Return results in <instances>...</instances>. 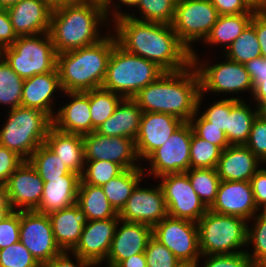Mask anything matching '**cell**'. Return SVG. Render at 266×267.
Instances as JSON below:
<instances>
[{
  "label": "cell",
  "mask_w": 266,
  "mask_h": 267,
  "mask_svg": "<svg viewBox=\"0 0 266 267\" xmlns=\"http://www.w3.org/2000/svg\"><path fill=\"white\" fill-rule=\"evenodd\" d=\"M117 43L126 51L154 62L165 72L187 68L192 53L179 41L172 25L140 21L129 14L113 13Z\"/></svg>",
  "instance_id": "1"
},
{
  "label": "cell",
  "mask_w": 266,
  "mask_h": 267,
  "mask_svg": "<svg viewBox=\"0 0 266 267\" xmlns=\"http://www.w3.org/2000/svg\"><path fill=\"white\" fill-rule=\"evenodd\" d=\"M191 63L175 72H164L157 80L142 88L133 99L143 112L170 114L189 122L198 112L202 92L197 70Z\"/></svg>",
  "instance_id": "2"
},
{
  "label": "cell",
  "mask_w": 266,
  "mask_h": 267,
  "mask_svg": "<svg viewBox=\"0 0 266 267\" xmlns=\"http://www.w3.org/2000/svg\"><path fill=\"white\" fill-rule=\"evenodd\" d=\"M106 18L103 0H80L52 11L49 35L57 54L99 42L97 24Z\"/></svg>",
  "instance_id": "3"
},
{
  "label": "cell",
  "mask_w": 266,
  "mask_h": 267,
  "mask_svg": "<svg viewBox=\"0 0 266 267\" xmlns=\"http://www.w3.org/2000/svg\"><path fill=\"white\" fill-rule=\"evenodd\" d=\"M115 36L103 37L99 42L76 50L57 54V70L64 92H85L101 88Z\"/></svg>",
  "instance_id": "4"
},
{
  "label": "cell",
  "mask_w": 266,
  "mask_h": 267,
  "mask_svg": "<svg viewBox=\"0 0 266 267\" xmlns=\"http://www.w3.org/2000/svg\"><path fill=\"white\" fill-rule=\"evenodd\" d=\"M164 72L154 62L126 51L116 43L108 61L102 88L123 98H133Z\"/></svg>",
  "instance_id": "5"
},
{
  "label": "cell",
  "mask_w": 266,
  "mask_h": 267,
  "mask_svg": "<svg viewBox=\"0 0 266 267\" xmlns=\"http://www.w3.org/2000/svg\"><path fill=\"white\" fill-rule=\"evenodd\" d=\"M52 126L53 120L45 112L37 108L16 107L11 109L8 120L0 131L1 146L28 161L32 153L45 143Z\"/></svg>",
  "instance_id": "6"
},
{
  "label": "cell",
  "mask_w": 266,
  "mask_h": 267,
  "mask_svg": "<svg viewBox=\"0 0 266 267\" xmlns=\"http://www.w3.org/2000/svg\"><path fill=\"white\" fill-rule=\"evenodd\" d=\"M246 221L238 216L218 214L208 209L197 222L200 254L207 257L244 252L234 249L248 244Z\"/></svg>",
  "instance_id": "7"
},
{
  "label": "cell",
  "mask_w": 266,
  "mask_h": 267,
  "mask_svg": "<svg viewBox=\"0 0 266 267\" xmlns=\"http://www.w3.org/2000/svg\"><path fill=\"white\" fill-rule=\"evenodd\" d=\"M18 36L9 47L0 51V55L11 69L23 79L37 74L52 72L57 66V53L49 33Z\"/></svg>",
  "instance_id": "8"
},
{
  "label": "cell",
  "mask_w": 266,
  "mask_h": 267,
  "mask_svg": "<svg viewBox=\"0 0 266 267\" xmlns=\"http://www.w3.org/2000/svg\"><path fill=\"white\" fill-rule=\"evenodd\" d=\"M219 14L211 0H177L172 27L179 41L191 52V42L205 40Z\"/></svg>",
  "instance_id": "9"
},
{
  "label": "cell",
  "mask_w": 266,
  "mask_h": 267,
  "mask_svg": "<svg viewBox=\"0 0 266 267\" xmlns=\"http://www.w3.org/2000/svg\"><path fill=\"white\" fill-rule=\"evenodd\" d=\"M152 236L165 245L183 264L198 266V226L195 222L173 218L162 219L152 227Z\"/></svg>",
  "instance_id": "10"
},
{
  "label": "cell",
  "mask_w": 266,
  "mask_h": 267,
  "mask_svg": "<svg viewBox=\"0 0 266 267\" xmlns=\"http://www.w3.org/2000/svg\"><path fill=\"white\" fill-rule=\"evenodd\" d=\"M19 238L41 266L63 252L55 241L48 214L20 210Z\"/></svg>",
  "instance_id": "11"
},
{
  "label": "cell",
  "mask_w": 266,
  "mask_h": 267,
  "mask_svg": "<svg viewBox=\"0 0 266 267\" xmlns=\"http://www.w3.org/2000/svg\"><path fill=\"white\" fill-rule=\"evenodd\" d=\"M162 188L168 216L198 222L208 211L192 188L188 175L183 173L167 174L161 176Z\"/></svg>",
  "instance_id": "12"
},
{
  "label": "cell",
  "mask_w": 266,
  "mask_h": 267,
  "mask_svg": "<svg viewBox=\"0 0 266 267\" xmlns=\"http://www.w3.org/2000/svg\"><path fill=\"white\" fill-rule=\"evenodd\" d=\"M193 129L184 122L161 147L154 150L146 160H150V172L157 177L183 173L190 169V143Z\"/></svg>",
  "instance_id": "13"
},
{
  "label": "cell",
  "mask_w": 266,
  "mask_h": 267,
  "mask_svg": "<svg viewBox=\"0 0 266 267\" xmlns=\"http://www.w3.org/2000/svg\"><path fill=\"white\" fill-rule=\"evenodd\" d=\"M196 54L192 53V64L197 70L200 79V92H238L249 89L254 90L250 74L245 64L230 59L215 65H200L197 67ZM206 66V67H204ZM197 67V68H196ZM208 67V68H207Z\"/></svg>",
  "instance_id": "14"
},
{
  "label": "cell",
  "mask_w": 266,
  "mask_h": 267,
  "mask_svg": "<svg viewBox=\"0 0 266 267\" xmlns=\"http://www.w3.org/2000/svg\"><path fill=\"white\" fill-rule=\"evenodd\" d=\"M85 161H112L124 170L139 168L135 140L127 137H108L93 131L83 135ZM135 161V162H134Z\"/></svg>",
  "instance_id": "15"
},
{
  "label": "cell",
  "mask_w": 266,
  "mask_h": 267,
  "mask_svg": "<svg viewBox=\"0 0 266 267\" xmlns=\"http://www.w3.org/2000/svg\"><path fill=\"white\" fill-rule=\"evenodd\" d=\"M4 188L6 200L14 211L17 210V206H23L20 210L32 211L39 207L44 181L29 161H23L10 175Z\"/></svg>",
  "instance_id": "16"
},
{
  "label": "cell",
  "mask_w": 266,
  "mask_h": 267,
  "mask_svg": "<svg viewBox=\"0 0 266 267\" xmlns=\"http://www.w3.org/2000/svg\"><path fill=\"white\" fill-rule=\"evenodd\" d=\"M118 216L120 220L144 223L151 227L158 224L168 216L161 186L143 189L137 185Z\"/></svg>",
  "instance_id": "17"
},
{
  "label": "cell",
  "mask_w": 266,
  "mask_h": 267,
  "mask_svg": "<svg viewBox=\"0 0 266 267\" xmlns=\"http://www.w3.org/2000/svg\"><path fill=\"white\" fill-rule=\"evenodd\" d=\"M184 123L170 114L143 112L135 146L138 158L146 159L164 143Z\"/></svg>",
  "instance_id": "18"
},
{
  "label": "cell",
  "mask_w": 266,
  "mask_h": 267,
  "mask_svg": "<svg viewBox=\"0 0 266 267\" xmlns=\"http://www.w3.org/2000/svg\"><path fill=\"white\" fill-rule=\"evenodd\" d=\"M120 218L87 221L72 254L100 264L106 260Z\"/></svg>",
  "instance_id": "19"
},
{
  "label": "cell",
  "mask_w": 266,
  "mask_h": 267,
  "mask_svg": "<svg viewBox=\"0 0 266 267\" xmlns=\"http://www.w3.org/2000/svg\"><path fill=\"white\" fill-rule=\"evenodd\" d=\"M209 210L248 220L259 210L250 181H220L215 202Z\"/></svg>",
  "instance_id": "20"
},
{
  "label": "cell",
  "mask_w": 266,
  "mask_h": 267,
  "mask_svg": "<svg viewBox=\"0 0 266 267\" xmlns=\"http://www.w3.org/2000/svg\"><path fill=\"white\" fill-rule=\"evenodd\" d=\"M123 222L120 229L118 225L111 242L107 256L109 267H116L121 261L132 255L144 253L152 237V227L144 223Z\"/></svg>",
  "instance_id": "21"
},
{
  "label": "cell",
  "mask_w": 266,
  "mask_h": 267,
  "mask_svg": "<svg viewBox=\"0 0 266 267\" xmlns=\"http://www.w3.org/2000/svg\"><path fill=\"white\" fill-rule=\"evenodd\" d=\"M7 12L17 36L49 32L52 10L41 0H20Z\"/></svg>",
  "instance_id": "22"
},
{
  "label": "cell",
  "mask_w": 266,
  "mask_h": 267,
  "mask_svg": "<svg viewBox=\"0 0 266 267\" xmlns=\"http://www.w3.org/2000/svg\"><path fill=\"white\" fill-rule=\"evenodd\" d=\"M260 161L245 145H230L221 152L216 170L221 181H250Z\"/></svg>",
  "instance_id": "23"
},
{
  "label": "cell",
  "mask_w": 266,
  "mask_h": 267,
  "mask_svg": "<svg viewBox=\"0 0 266 267\" xmlns=\"http://www.w3.org/2000/svg\"><path fill=\"white\" fill-rule=\"evenodd\" d=\"M73 100L60 108L53 120V127L65 133L88 134L92 132L89 91L65 92Z\"/></svg>",
  "instance_id": "24"
},
{
  "label": "cell",
  "mask_w": 266,
  "mask_h": 267,
  "mask_svg": "<svg viewBox=\"0 0 266 267\" xmlns=\"http://www.w3.org/2000/svg\"><path fill=\"white\" fill-rule=\"evenodd\" d=\"M54 238L62 251H72L80 240L83 227L87 224L84 211L74 204L68 208L48 214Z\"/></svg>",
  "instance_id": "25"
},
{
  "label": "cell",
  "mask_w": 266,
  "mask_h": 267,
  "mask_svg": "<svg viewBox=\"0 0 266 267\" xmlns=\"http://www.w3.org/2000/svg\"><path fill=\"white\" fill-rule=\"evenodd\" d=\"M80 180L79 174H67L44 181L41 202L35 211L49 214L76 204Z\"/></svg>",
  "instance_id": "26"
},
{
  "label": "cell",
  "mask_w": 266,
  "mask_h": 267,
  "mask_svg": "<svg viewBox=\"0 0 266 267\" xmlns=\"http://www.w3.org/2000/svg\"><path fill=\"white\" fill-rule=\"evenodd\" d=\"M57 88L62 90L57 67L52 72L24 79L21 106L37 108L53 119L55 115L50 103Z\"/></svg>",
  "instance_id": "27"
},
{
  "label": "cell",
  "mask_w": 266,
  "mask_h": 267,
  "mask_svg": "<svg viewBox=\"0 0 266 267\" xmlns=\"http://www.w3.org/2000/svg\"><path fill=\"white\" fill-rule=\"evenodd\" d=\"M142 114V109L133 98H123L114 113L96 131L108 137H127L135 140Z\"/></svg>",
  "instance_id": "28"
},
{
  "label": "cell",
  "mask_w": 266,
  "mask_h": 267,
  "mask_svg": "<svg viewBox=\"0 0 266 267\" xmlns=\"http://www.w3.org/2000/svg\"><path fill=\"white\" fill-rule=\"evenodd\" d=\"M45 144L71 172L81 176L85 166L83 135L65 133L52 126L46 136Z\"/></svg>",
  "instance_id": "29"
},
{
  "label": "cell",
  "mask_w": 266,
  "mask_h": 267,
  "mask_svg": "<svg viewBox=\"0 0 266 267\" xmlns=\"http://www.w3.org/2000/svg\"><path fill=\"white\" fill-rule=\"evenodd\" d=\"M76 204L84 211L88 221L119 218L101 186L86 184L80 180Z\"/></svg>",
  "instance_id": "30"
},
{
  "label": "cell",
  "mask_w": 266,
  "mask_h": 267,
  "mask_svg": "<svg viewBox=\"0 0 266 267\" xmlns=\"http://www.w3.org/2000/svg\"><path fill=\"white\" fill-rule=\"evenodd\" d=\"M143 172V169L140 167L126 169L117 177L101 186L108 201L118 213L125 206L132 191L139 184V181L142 180L141 175Z\"/></svg>",
  "instance_id": "31"
},
{
  "label": "cell",
  "mask_w": 266,
  "mask_h": 267,
  "mask_svg": "<svg viewBox=\"0 0 266 267\" xmlns=\"http://www.w3.org/2000/svg\"><path fill=\"white\" fill-rule=\"evenodd\" d=\"M254 13H242L235 15H219L211 32L204 40L205 43H223L226 48L244 31L251 23ZM226 43V44H225Z\"/></svg>",
  "instance_id": "32"
},
{
  "label": "cell",
  "mask_w": 266,
  "mask_h": 267,
  "mask_svg": "<svg viewBox=\"0 0 266 267\" xmlns=\"http://www.w3.org/2000/svg\"><path fill=\"white\" fill-rule=\"evenodd\" d=\"M243 100H239L232 108L227 122V140L230 145H243L248 141L254 119L259 109L251 111Z\"/></svg>",
  "instance_id": "33"
},
{
  "label": "cell",
  "mask_w": 266,
  "mask_h": 267,
  "mask_svg": "<svg viewBox=\"0 0 266 267\" xmlns=\"http://www.w3.org/2000/svg\"><path fill=\"white\" fill-rule=\"evenodd\" d=\"M122 99L123 97L119 94L102 87L89 90L92 132L96 131L114 113Z\"/></svg>",
  "instance_id": "34"
},
{
  "label": "cell",
  "mask_w": 266,
  "mask_h": 267,
  "mask_svg": "<svg viewBox=\"0 0 266 267\" xmlns=\"http://www.w3.org/2000/svg\"><path fill=\"white\" fill-rule=\"evenodd\" d=\"M28 161L37 170L43 181L60 178L62 175L77 174L71 172L45 143L32 153Z\"/></svg>",
  "instance_id": "35"
},
{
  "label": "cell",
  "mask_w": 266,
  "mask_h": 267,
  "mask_svg": "<svg viewBox=\"0 0 266 267\" xmlns=\"http://www.w3.org/2000/svg\"><path fill=\"white\" fill-rule=\"evenodd\" d=\"M192 188L209 209L215 202L220 177L215 168H190L187 172Z\"/></svg>",
  "instance_id": "36"
},
{
  "label": "cell",
  "mask_w": 266,
  "mask_h": 267,
  "mask_svg": "<svg viewBox=\"0 0 266 267\" xmlns=\"http://www.w3.org/2000/svg\"><path fill=\"white\" fill-rule=\"evenodd\" d=\"M225 51L226 58L241 64L260 57L261 49L255 27L250 23Z\"/></svg>",
  "instance_id": "37"
},
{
  "label": "cell",
  "mask_w": 266,
  "mask_h": 267,
  "mask_svg": "<svg viewBox=\"0 0 266 267\" xmlns=\"http://www.w3.org/2000/svg\"><path fill=\"white\" fill-rule=\"evenodd\" d=\"M23 81L0 55V104H10V109L21 106Z\"/></svg>",
  "instance_id": "38"
},
{
  "label": "cell",
  "mask_w": 266,
  "mask_h": 267,
  "mask_svg": "<svg viewBox=\"0 0 266 267\" xmlns=\"http://www.w3.org/2000/svg\"><path fill=\"white\" fill-rule=\"evenodd\" d=\"M222 150L192 133L190 143V168L217 167Z\"/></svg>",
  "instance_id": "39"
},
{
  "label": "cell",
  "mask_w": 266,
  "mask_h": 267,
  "mask_svg": "<svg viewBox=\"0 0 266 267\" xmlns=\"http://www.w3.org/2000/svg\"><path fill=\"white\" fill-rule=\"evenodd\" d=\"M177 0H140L138 7L142 11L140 21L172 25Z\"/></svg>",
  "instance_id": "40"
},
{
  "label": "cell",
  "mask_w": 266,
  "mask_h": 267,
  "mask_svg": "<svg viewBox=\"0 0 266 267\" xmlns=\"http://www.w3.org/2000/svg\"><path fill=\"white\" fill-rule=\"evenodd\" d=\"M85 162L88 167L83 170L84 172L80 176L81 181L94 186H103L124 171L119 164L112 161L93 160Z\"/></svg>",
  "instance_id": "41"
},
{
  "label": "cell",
  "mask_w": 266,
  "mask_h": 267,
  "mask_svg": "<svg viewBox=\"0 0 266 267\" xmlns=\"http://www.w3.org/2000/svg\"><path fill=\"white\" fill-rule=\"evenodd\" d=\"M255 221V227H248L247 233V242L253 243L254 253L247 254L256 267H266V216L261 213Z\"/></svg>",
  "instance_id": "42"
},
{
  "label": "cell",
  "mask_w": 266,
  "mask_h": 267,
  "mask_svg": "<svg viewBox=\"0 0 266 267\" xmlns=\"http://www.w3.org/2000/svg\"><path fill=\"white\" fill-rule=\"evenodd\" d=\"M0 267H42L30 251L18 241L0 249Z\"/></svg>",
  "instance_id": "43"
},
{
  "label": "cell",
  "mask_w": 266,
  "mask_h": 267,
  "mask_svg": "<svg viewBox=\"0 0 266 267\" xmlns=\"http://www.w3.org/2000/svg\"><path fill=\"white\" fill-rule=\"evenodd\" d=\"M147 267H180L183 263L153 236L145 249Z\"/></svg>",
  "instance_id": "44"
},
{
  "label": "cell",
  "mask_w": 266,
  "mask_h": 267,
  "mask_svg": "<svg viewBox=\"0 0 266 267\" xmlns=\"http://www.w3.org/2000/svg\"><path fill=\"white\" fill-rule=\"evenodd\" d=\"M195 117L191 118L189 123L193 129V132L200 138L206 140L207 142L218 146L221 150H224L228 146H230L225 133L213 126L210 122H208L203 116L197 119L196 122H193Z\"/></svg>",
  "instance_id": "45"
},
{
  "label": "cell",
  "mask_w": 266,
  "mask_h": 267,
  "mask_svg": "<svg viewBox=\"0 0 266 267\" xmlns=\"http://www.w3.org/2000/svg\"><path fill=\"white\" fill-rule=\"evenodd\" d=\"M245 145L262 162H266V119L258 114Z\"/></svg>",
  "instance_id": "46"
},
{
  "label": "cell",
  "mask_w": 266,
  "mask_h": 267,
  "mask_svg": "<svg viewBox=\"0 0 266 267\" xmlns=\"http://www.w3.org/2000/svg\"><path fill=\"white\" fill-rule=\"evenodd\" d=\"M241 99L229 98L216 102L210 108H208L202 116L210 122L213 126H216L222 130L227 138V122L231 111V108Z\"/></svg>",
  "instance_id": "47"
},
{
  "label": "cell",
  "mask_w": 266,
  "mask_h": 267,
  "mask_svg": "<svg viewBox=\"0 0 266 267\" xmlns=\"http://www.w3.org/2000/svg\"><path fill=\"white\" fill-rule=\"evenodd\" d=\"M204 267H256L247 252L207 255Z\"/></svg>",
  "instance_id": "48"
},
{
  "label": "cell",
  "mask_w": 266,
  "mask_h": 267,
  "mask_svg": "<svg viewBox=\"0 0 266 267\" xmlns=\"http://www.w3.org/2000/svg\"><path fill=\"white\" fill-rule=\"evenodd\" d=\"M20 233V210L13 211L0 222V249L6 248L18 241Z\"/></svg>",
  "instance_id": "49"
},
{
  "label": "cell",
  "mask_w": 266,
  "mask_h": 267,
  "mask_svg": "<svg viewBox=\"0 0 266 267\" xmlns=\"http://www.w3.org/2000/svg\"><path fill=\"white\" fill-rule=\"evenodd\" d=\"M24 160L8 148L0 147V185L4 186L10 175Z\"/></svg>",
  "instance_id": "50"
},
{
  "label": "cell",
  "mask_w": 266,
  "mask_h": 267,
  "mask_svg": "<svg viewBox=\"0 0 266 267\" xmlns=\"http://www.w3.org/2000/svg\"><path fill=\"white\" fill-rule=\"evenodd\" d=\"M219 15L255 13L243 0H211Z\"/></svg>",
  "instance_id": "51"
},
{
  "label": "cell",
  "mask_w": 266,
  "mask_h": 267,
  "mask_svg": "<svg viewBox=\"0 0 266 267\" xmlns=\"http://www.w3.org/2000/svg\"><path fill=\"white\" fill-rule=\"evenodd\" d=\"M18 36L13 30L7 9L0 8V51L11 46Z\"/></svg>",
  "instance_id": "52"
},
{
  "label": "cell",
  "mask_w": 266,
  "mask_h": 267,
  "mask_svg": "<svg viewBox=\"0 0 266 267\" xmlns=\"http://www.w3.org/2000/svg\"><path fill=\"white\" fill-rule=\"evenodd\" d=\"M257 207L266 205V169H258L250 180Z\"/></svg>",
  "instance_id": "53"
},
{
  "label": "cell",
  "mask_w": 266,
  "mask_h": 267,
  "mask_svg": "<svg viewBox=\"0 0 266 267\" xmlns=\"http://www.w3.org/2000/svg\"><path fill=\"white\" fill-rule=\"evenodd\" d=\"M251 24L255 27L261 49V56L266 59V11L255 12Z\"/></svg>",
  "instance_id": "54"
},
{
  "label": "cell",
  "mask_w": 266,
  "mask_h": 267,
  "mask_svg": "<svg viewBox=\"0 0 266 267\" xmlns=\"http://www.w3.org/2000/svg\"><path fill=\"white\" fill-rule=\"evenodd\" d=\"M74 256L76 257V260L78 262L77 266L70 260L67 251H63L60 255L43 264L42 267H94V265H97L77 255Z\"/></svg>",
  "instance_id": "55"
},
{
  "label": "cell",
  "mask_w": 266,
  "mask_h": 267,
  "mask_svg": "<svg viewBox=\"0 0 266 267\" xmlns=\"http://www.w3.org/2000/svg\"><path fill=\"white\" fill-rule=\"evenodd\" d=\"M247 72L255 87L263 78H266V59L262 56L254 58L245 64Z\"/></svg>",
  "instance_id": "56"
},
{
  "label": "cell",
  "mask_w": 266,
  "mask_h": 267,
  "mask_svg": "<svg viewBox=\"0 0 266 267\" xmlns=\"http://www.w3.org/2000/svg\"><path fill=\"white\" fill-rule=\"evenodd\" d=\"M116 267H147L145 253L132 255L121 261Z\"/></svg>",
  "instance_id": "57"
},
{
  "label": "cell",
  "mask_w": 266,
  "mask_h": 267,
  "mask_svg": "<svg viewBox=\"0 0 266 267\" xmlns=\"http://www.w3.org/2000/svg\"><path fill=\"white\" fill-rule=\"evenodd\" d=\"M252 95H254V98L258 102V109L266 103V78L261 79L254 87Z\"/></svg>",
  "instance_id": "58"
},
{
  "label": "cell",
  "mask_w": 266,
  "mask_h": 267,
  "mask_svg": "<svg viewBox=\"0 0 266 267\" xmlns=\"http://www.w3.org/2000/svg\"><path fill=\"white\" fill-rule=\"evenodd\" d=\"M44 2L52 11L68 4L78 2L80 0H41Z\"/></svg>",
  "instance_id": "59"
},
{
  "label": "cell",
  "mask_w": 266,
  "mask_h": 267,
  "mask_svg": "<svg viewBox=\"0 0 266 267\" xmlns=\"http://www.w3.org/2000/svg\"><path fill=\"white\" fill-rule=\"evenodd\" d=\"M245 4L255 12L266 11V0H243Z\"/></svg>",
  "instance_id": "60"
},
{
  "label": "cell",
  "mask_w": 266,
  "mask_h": 267,
  "mask_svg": "<svg viewBox=\"0 0 266 267\" xmlns=\"http://www.w3.org/2000/svg\"><path fill=\"white\" fill-rule=\"evenodd\" d=\"M14 210L12 209L10 203L5 199L0 204V222L3 221L8 215H10Z\"/></svg>",
  "instance_id": "61"
},
{
  "label": "cell",
  "mask_w": 266,
  "mask_h": 267,
  "mask_svg": "<svg viewBox=\"0 0 266 267\" xmlns=\"http://www.w3.org/2000/svg\"><path fill=\"white\" fill-rule=\"evenodd\" d=\"M20 0H0V8L7 9L10 6L18 3Z\"/></svg>",
  "instance_id": "62"
},
{
  "label": "cell",
  "mask_w": 266,
  "mask_h": 267,
  "mask_svg": "<svg viewBox=\"0 0 266 267\" xmlns=\"http://www.w3.org/2000/svg\"><path fill=\"white\" fill-rule=\"evenodd\" d=\"M121 1V3H123V4H125V5H130V6H138V4H139V2H140V0H120Z\"/></svg>",
  "instance_id": "63"
},
{
  "label": "cell",
  "mask_w": 266,
  "mask_h": 267,
  "mask_svg": "<svg viewBox=\"0 0 266 267\" xmlns=\"http://www.w3.org/2000/svg\"><path fill=\"white\" fill-rule=\"evenodd\" d=\"M6 199L5 188L0 185V204Z\"/></svg>",
  "instance_id": "64"
},
{
  "label": "cell",
  "mask_w": 266,
  "mask_h": 267,
  "mask_svg": "<svg viewBox=\"0 0 266 267\" xmlns=\"http://www.w3.org/2000/svg\"><path fill=\"white\" fill-rule=\"evenodd\" d=\"M259 114L266 119V103L259 108Z\"/></svg>",
  "instance_id": "65"
},
{
  "label": "cell",
  "mask_w": 266,
  "mask_h": 267,
  "mask_svg": "<svg viewBox=\"0 0 266 267\" xmlns=\"http://www.w3.org/2000/svg\"><path fill=\"white\" fill-rule=\"evenodd\" d=\"M103 1H104V4H105V13H106V17H108V16H107V15H108V14H107V12H108L107 10L110 9V8H109V5H110V3H111L112 0H103Z\"/></svg>",
  "instance_id": "66"
},
{
  "label": "cell",
  "mask_w": 266,
  "mask_h": 267,
  "mask_svg": "<svg viewBox=\"0 0 266 267\" xmlns=\"http://www.w3.org/2000/svg\"><path fill=\"white\" fill-rule=\"evenodd\" d=\"M180 267H197V266L196 265H193V264H183Z\"/></svg>",
  "instance_id": "67"
},
{
  "label": "cell",
  "mask_w": 266,
  "mask_h": 267,
  "mask_svg": "<svg viewBox=\"0 0 266 267\" xmlns=\"http://www.w3.org/2000/svg\"><path fill=\"white\" fill-rule=\"evenodd\" d=\"M263 214L266 216V205L263 206Z\"/></svg>",
  "instance_id": "68"
}]
</instances>
